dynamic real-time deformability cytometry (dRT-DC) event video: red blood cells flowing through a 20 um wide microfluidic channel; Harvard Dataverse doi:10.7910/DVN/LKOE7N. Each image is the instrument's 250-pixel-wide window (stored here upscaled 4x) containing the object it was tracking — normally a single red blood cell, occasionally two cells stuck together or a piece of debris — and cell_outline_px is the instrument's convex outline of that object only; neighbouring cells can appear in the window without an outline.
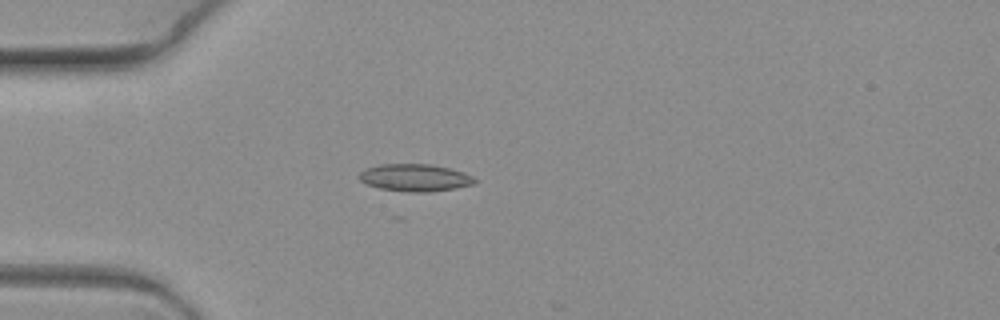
{"species": "common noctule bat (a hibernating species)", "species_latin": "Nyctalus noctula", "temperature_condition": "warm", "stored_images_in_passage": 6, "camera_frame_rate_fps": 3000, "um_per_image_px": 0.085, "animal": {"sex": "female", "body_mass_g": 19.3, "forearm_length_mm": 54.1}, "frame": {"image": 1, "passage_image": 5, "time_ms": 1.333, "image_size_px": [1000, 320], "cell_outline_px": [[476, 180], [472, 184], [456, 188], [428, 192], [408, 192], [380, 188], [368, 184], [360, 180], [360, 172], [368, 168], [380, 164], [428, 164], [448, 168], [472, 176]], "centroid_in_image_um": [35.26, 15.1], "position_along_channel_um": 49.7, "area_um2": 17.98}}